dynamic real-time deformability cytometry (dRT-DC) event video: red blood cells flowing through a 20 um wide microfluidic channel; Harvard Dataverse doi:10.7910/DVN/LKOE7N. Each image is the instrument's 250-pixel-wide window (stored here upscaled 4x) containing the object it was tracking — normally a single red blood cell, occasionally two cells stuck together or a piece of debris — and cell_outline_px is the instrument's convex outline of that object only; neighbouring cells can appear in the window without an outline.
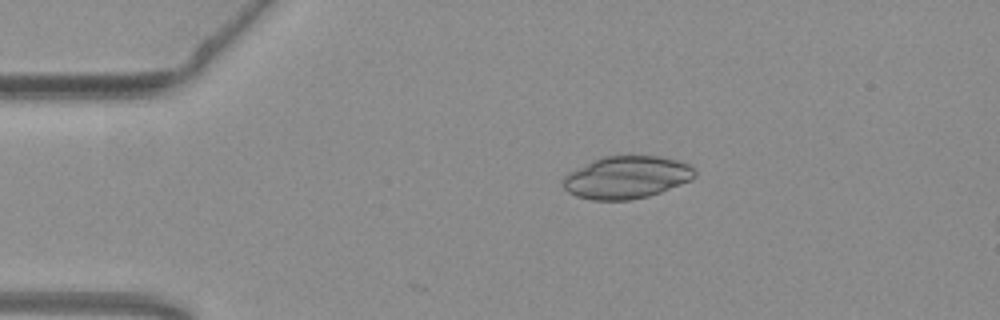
{"species": "common noctule bat (a hibernating species)", "species_latin": "Nyctalus noctula", "temperature_condition": "warm", "stored_images_in_passage": 4, "camera_frame_rate_fps": 3000, "um_per_image_px": 0.085, "animal": {"sex": "female", "body_mass_g": 19.3, "forearm_length_mm": 54.1}, "frame": {"image": 1, "passage_image": 2, "time_ms": 0.333, "image_size_px": [1000, 320], "cell_outline_px": [[696, 176], [692, 180], [660, 192], [648, 196], [628, 200], [592, 200], [576, 196], [568, 192], [564, 188], [564, 176], [568, 172], [592, 160], [604, 156], [660, 156], [692, 164], [696, 172]], "centroid_in_image_um": [53.28, 15.07], "position_along_channel_um": 31.7, "area_um2": 32.71}}